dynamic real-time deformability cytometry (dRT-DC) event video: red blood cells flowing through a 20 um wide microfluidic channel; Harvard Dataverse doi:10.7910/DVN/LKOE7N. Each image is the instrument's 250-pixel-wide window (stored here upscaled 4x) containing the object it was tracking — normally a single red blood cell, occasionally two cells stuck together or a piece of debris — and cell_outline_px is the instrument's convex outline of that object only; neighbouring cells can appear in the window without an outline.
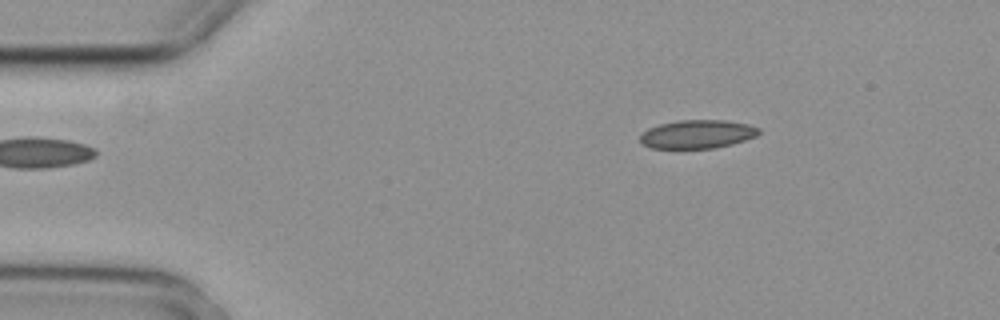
{"species": "common noctule bat (a hibernating species)", "species_latin": "Nyctalus noctula", "temperature_condition": "cold", "stored_images_in_passage": 4, "camera_frame_rate_fps": 3000, "um_per_image_px": 0.085, "animal": {"sex": "female", "body_mass_g": 29.2, "forearm_length_mm": 56.3}, "frame": {"image": 1, "passage_image": 1, "time_ms": 0.0, "image_size_px": [1000, 320], "cell_outline_px": [[760, 132], [756, 136], [732, 144], [716, 148], [652, 148], [644, 144], [640, 140], [640, 132], [648, 128], [660, 124], [676, 120], [724, 120], [748, 124], [760, 128]], "centroid_in_image_um": [59.26, 11.4], "position_along_channel_um": 25.7, "area_um2": 19.77}}
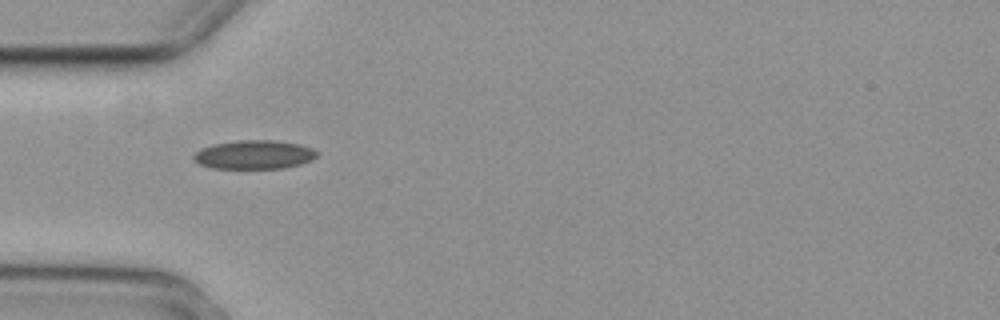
{"frame": {"image": 2, "passage_image": 3, "time_ms": 0.667, "image_size_px": [1000, 320], "cell_outline_px": [[320, 152], [312, 160], [300, 164], [284, 168], [212, 168], [200, 164], [192, 160], [192, 156], [200, 148], [216, 144], [236, 140], [272, 140], [300, 144], [312, 148]], "centroid_in_image_um": [21.61, 13.14], "position_along_channel_um": 63.4, "area_um2": 20.75}}
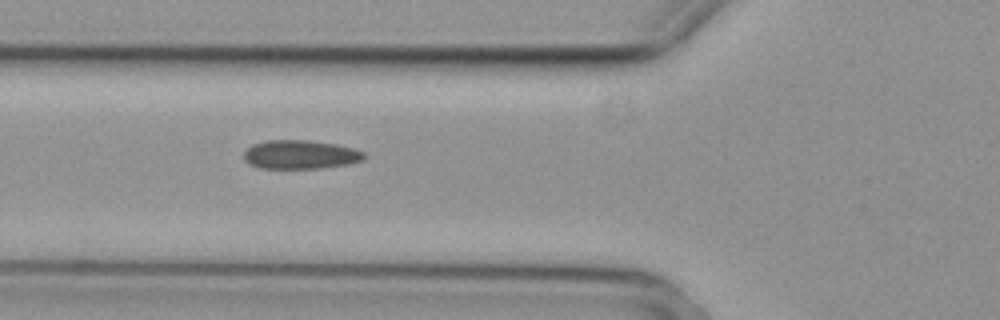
{"frame": {"image": 3, "passage_image": 4, "time_ms": 1.0, "image_size_px": [1000, 320], "cell_outline_px": [[364, 160], [348, 164], [320, 168], [260, 168], [248, 164], [244, 160], [244, 152], [252, 144], [268, 140], [308, 140], [336, 144], [352, 148], [364, 152]], "centroid_in_image_um": [25.51, 13.14], "position_along_channel_um": 100.3, "area_um2": 20.17}}